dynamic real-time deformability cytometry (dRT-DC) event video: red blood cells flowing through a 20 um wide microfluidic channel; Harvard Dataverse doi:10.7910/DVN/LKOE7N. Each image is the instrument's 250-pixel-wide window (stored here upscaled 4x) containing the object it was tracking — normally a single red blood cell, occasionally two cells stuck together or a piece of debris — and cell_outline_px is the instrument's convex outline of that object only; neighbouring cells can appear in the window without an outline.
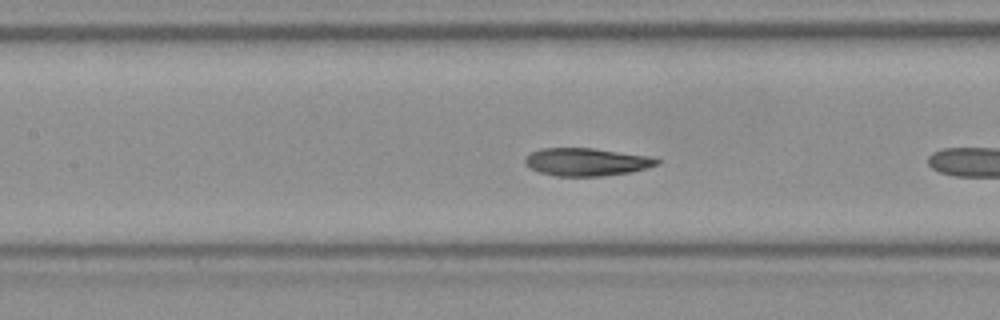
{"species": "Egyptian fruit bat (a non-hibernating species)", "species_latin": "Rousettus aegyptiacus", "temperature_condition": "room temperature", "stored_images_in_passage": 38, "camera_frame_rate_fps": 3000, "um_per_image_px": 0.085, "frame": {"image": 1, "passage_image": 8, "time_ms": 2.333, "image_size_px": [1000, 320], "cell_outline_px": [[660, 164], [648, 168], [632, 172], [600, 176], [556, 176], [540, 172], [524, 164], [524, 156], [540, 148], [592, 148], [656, 156], [660, 160]], "centroid_in_image_um": [49.92, 13.75], "position_along_channel_um": 157.5, "area_um2": 21.73}}
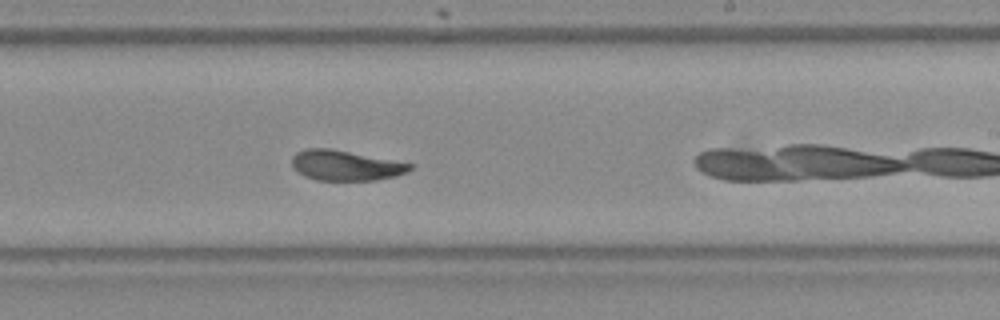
{"frame": {"image": 2, "passage_image": 16, "time_ms": 5.0, "image_size_px": [1000, 320], "cell_outline_px": [[412, 168], [408, 172], [396, 176], [376, 180], [316, 180], [304, 176], [292, 168], [292, 156], [296, 152], [308, 148], [332, 148], [412, 164]], "centroid_in_image_um": [29.34, 14.06], "position_along_channel_um": 259.7, "area_um2": 20.81}}
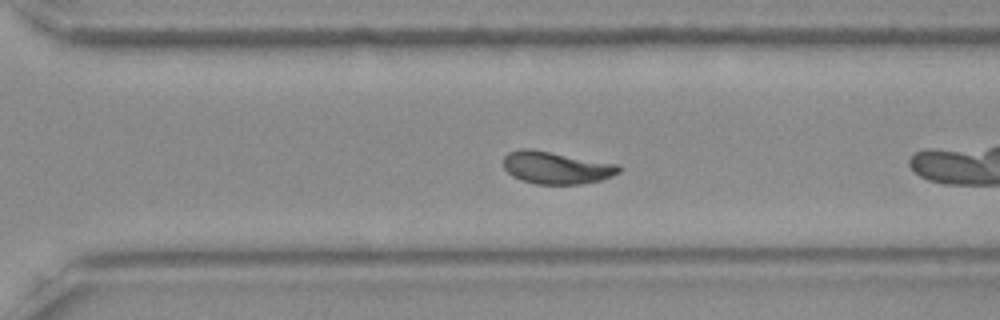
{"frame": {"image": 3, "passage_image": 21, "time_ms": 6.667, "image_size_px": [1000, 320], "cell_outline_px": [[620, 172], [612, 176], [600, 180], [580, 184], [536, 184], [520, 180], [512, 176], [504, 168], [504, 156], [508, 152], [520, 148], [532, 148], [620, 164]], "centroid_in_image_um": [47.27, 14.24], "position_along_channel_um": 323.3, "area_um2": 22.08}, "authors_computed_cell_mechanics": {"area_um2": 21.8484, "velocity_mm_per_s": 3.8389, "shape_relaxation_time_tau1_ms": 3.1659, "shape_relaxation_time_tau2_ms": 1.1563, "deformation_change_tau1": 0.1184, "deformation_change_tau2": 0.0579}}